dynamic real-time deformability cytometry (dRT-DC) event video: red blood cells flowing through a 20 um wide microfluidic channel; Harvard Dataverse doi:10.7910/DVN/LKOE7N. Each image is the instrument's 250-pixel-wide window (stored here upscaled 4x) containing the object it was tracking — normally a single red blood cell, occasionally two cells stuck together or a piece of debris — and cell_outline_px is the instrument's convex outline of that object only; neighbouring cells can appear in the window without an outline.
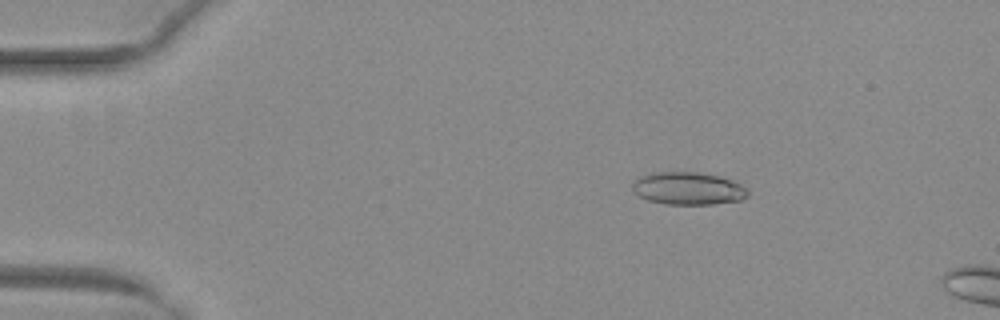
{"species": "common noctule bat (a hibernating species)", "species_latin": "Nyctalus noctula", "temperature_condition": "warm", "stored_images_in_passage": 14, "camera_frame_rate_fps": 3000, "um_per_image_px": 0.085, "animal": {"sex": "female", "body_mass_g": 29.2, "forearm_length_mm": 56.3}, "frame": {"image": 1, "passage_image": 10, "time_ms": 3.0, "image_size_px": [1000, 320], "cell_outline_px": [[748, 196], [740, 200], [712, 204], [664, 204], [648, 200], [632, 192], [632, 184], [640, 176], [652, 172], [696, 172], [716, 176], [732, 180], [748, 188]], "centroid_in_image_um": [58.47, 16.02], "position_along_channel_um": 26.5, "area_um2": 21.91}}